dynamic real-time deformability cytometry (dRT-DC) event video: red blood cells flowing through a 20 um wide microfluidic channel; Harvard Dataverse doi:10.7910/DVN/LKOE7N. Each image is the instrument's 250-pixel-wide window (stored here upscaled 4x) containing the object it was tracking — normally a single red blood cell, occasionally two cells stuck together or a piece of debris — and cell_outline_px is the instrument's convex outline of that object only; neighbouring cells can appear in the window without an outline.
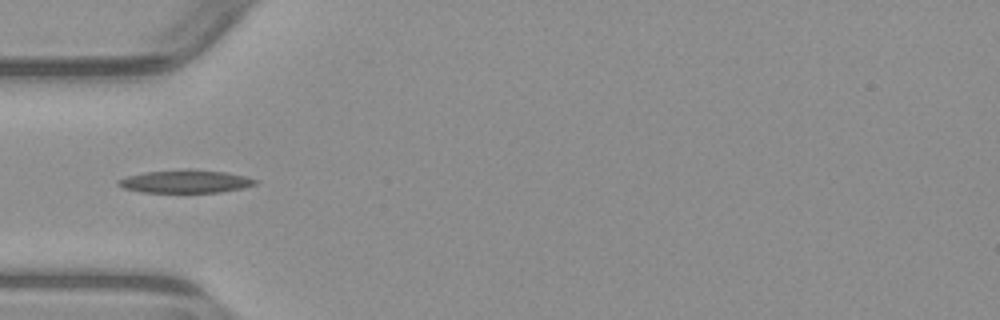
{"species": "common noctule bat (a hibernating species)", "species_latin": "Nyctalus noctula", "temperature_condition": "warm", "stored_images_in_passage": 4, "camera_frame_rate_fps": 3000, "um_per_image_px": 0.085, "animal": {"sex": "male", "body_mass_g": 23.1, "forearm_length_mm": 52.7}, "frame": {"image": 1, "passage_image": 4, "time_ms": 4.667, "image_size_px": [1000, 320], "cell_outline_px": [[260, 180], [256, 184], [244, 188], [220, 192], [140, 192], [124, 188], [116, 184], [116, 180], [128, 176], [144, 172], [188, 168], [224, 172], [244, 176]], "centroid_in_image_um": [15.76, 15.41], "position_along_channel_um": 69.2, "area_um2": 18.5}}